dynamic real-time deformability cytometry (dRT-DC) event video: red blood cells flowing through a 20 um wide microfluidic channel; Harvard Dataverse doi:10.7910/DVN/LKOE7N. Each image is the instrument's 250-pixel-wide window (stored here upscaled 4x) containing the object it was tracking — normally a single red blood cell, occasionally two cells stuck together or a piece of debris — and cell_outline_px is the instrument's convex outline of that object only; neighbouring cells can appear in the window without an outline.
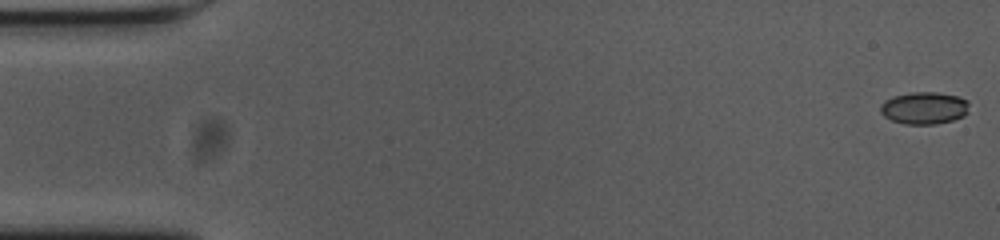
{"species": "common noctule bat (a hibernating species)", "species_latin": "Nyctalus noctula", "temperature_condition": "cold", "stored_images_in_passage": 55, "camera_frame_rate_fps": 3000, "um_per_image_px": 0.085, "animal": {"sex": "female", "body_mass_g": 23.0, "forearm_length_mm": 53.4}, "frame": {"image": 1, "passage_image": 1, "time_ms": 0.0, "image_size_px": [1000, 240], "cell_outline_px": [[968, 112], [964, 116], [952, 120], [936, 124], [904, 124], [892, 120], [884, 116], [880, 112], [880, 104], [884, 100], [892, 96], [912, 92], [936, 92], [956, 96], [968, 100]], "centroid_in_image_um": [78.53, 9.18], "position_along_channel_um": 6.5, "area_um2": 16.76}}
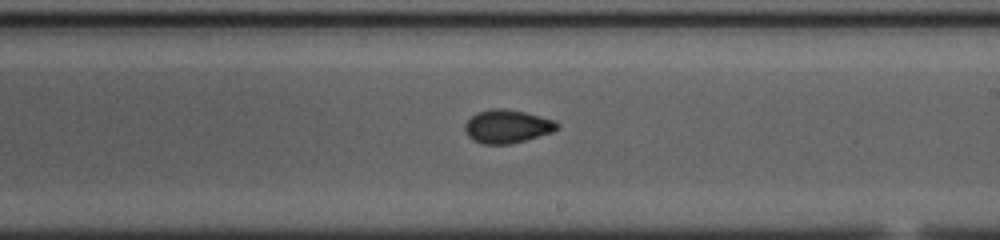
{"frame": {"image": 2, "passage_image": 32, "time_ms": 10.333, "image_size_px": [1000, 240], "cell_outline_px": [[560, 124], [552, 132], [524, 140], [508, 144], [480, 144], [472, 140], [468, 136], [464, 128], [464, 124], [472, 116], [488, 108], [500, 108], [524, 112], [556, 120]], "centroid_in_image_um": [43.09, 10.74], "position_along_channel_um": 245.9, "area_um2": 17.8}}
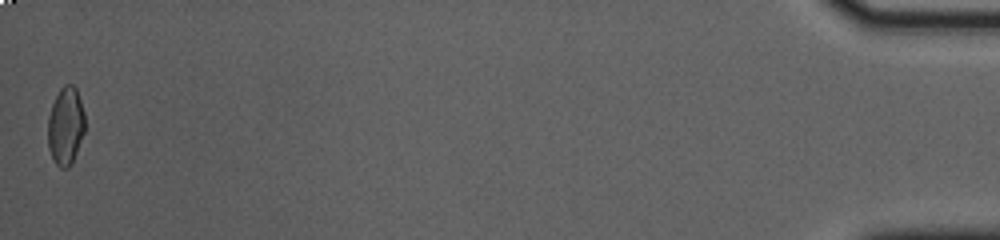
{"frame": {"image": 3, "passage_image": 55, "time_ms": 18.0, "image_size_px": [1000, 240], "cell_outline_px": [[84, 132], [76, 152], [68, 168], [60, 168], [52, 160], [48, 148], [48, 116], [52, 104], [60, 88], [64, 84], [72, 84], [76, 88], [84, 112]], "centroid_in_image_um": [5.56, 10.7], "position_along_channel_um": 429.6, "area_um2": 16.76}, "authors_computed_cell_mechanics": {"area_um2": 17.1666, "velocity_mm_per_s": 3.7012, "shape_relaxation_time_tau1_ms": 10.8306, "shape_relaxation_time_tau2_ms": 2.2909, "deformation_change_tau1": 0.2006, "deformation_change_tau2": 0.0539}}